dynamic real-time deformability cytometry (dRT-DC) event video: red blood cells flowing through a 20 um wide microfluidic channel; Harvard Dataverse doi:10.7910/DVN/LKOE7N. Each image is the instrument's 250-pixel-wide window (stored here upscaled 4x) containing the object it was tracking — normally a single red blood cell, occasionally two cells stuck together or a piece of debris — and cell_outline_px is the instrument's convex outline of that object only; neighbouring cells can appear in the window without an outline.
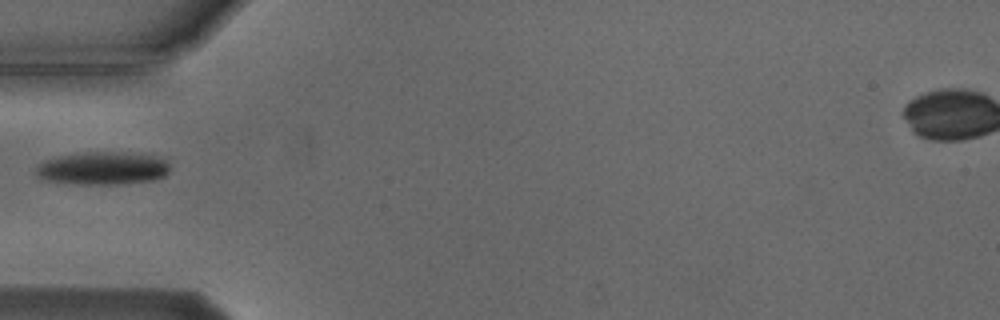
{"species": "Egyptian fruit bat (a non-hibernating species)", "species_latin": "Rousettus aegyptiacus", "temperature_condition": "cold", "stored_images_in_passage": 3, "camera_frame_rate_fps": 3000, "um_per_image_px": 0.085, "animal": {"sex": "male"}, "frame": {"image": 1, "passage_image": 2, "time_ms": 1.333, "image_size_px": [1000, 320], "cell_outline_px": [[168, 172], [164, 176], [152, 180], [120, 184], [76, 184], [48, 180], [40, 176], [36, 172], [36, 168], [44, 160], [60, 156], [84, 152], [116, 152], [152, 156], [164, 160], [168, 164]], "centroid_in_image_um": [8.71, 14.31], "position_along_channel_um": 76.3, "area_um2": 25.14}}
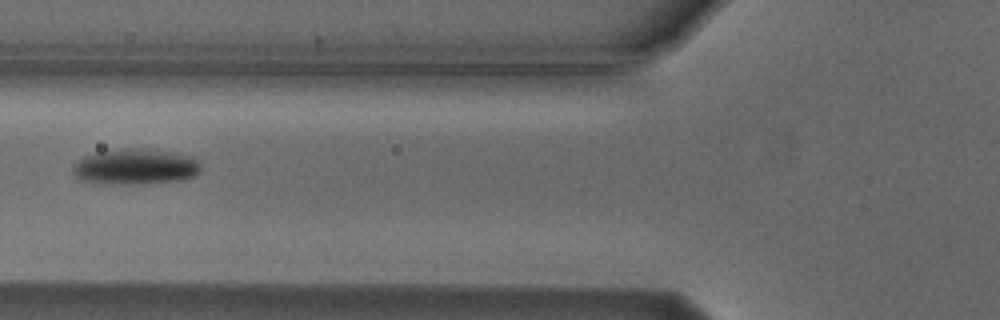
{"frame": {"image": 2, "passage_image": 3, "time_ms": 2.333, "image_size_px": [1000, 320], "cell_outline_px": [[200, 168], [196, 176], [184, 180], [140, 184], [112, 184], [80, 180], [72, 172], [72, 168], [76, 160], [84, 156], [100, 152], [124, 148], [148, 148], [176, 152], [196, 156], [200, 164]], "centroid_in_image_um": [11.57, 14.16], "position_along_channel_um": 114.2, "area_um2": 27.17}}